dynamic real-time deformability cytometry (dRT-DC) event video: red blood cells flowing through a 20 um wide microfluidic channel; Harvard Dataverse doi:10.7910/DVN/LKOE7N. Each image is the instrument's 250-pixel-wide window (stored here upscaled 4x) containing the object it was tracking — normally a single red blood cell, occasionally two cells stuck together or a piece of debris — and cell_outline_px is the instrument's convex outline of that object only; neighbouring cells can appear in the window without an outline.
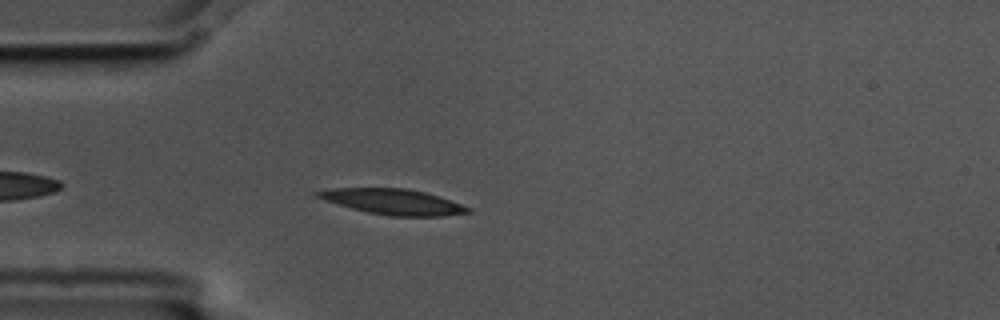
{"species": "common noctule bat (a hibernating species)", "species_latin": "Nyctalus noctula", "temperature_condition": "cold", "stored_images_in_passage": 5, "camera_frame_rate_fps": 3000, "um_per_image_px": 0.085, "animal": {"sex": "male", "body_mass_g": 17.5, "forearm_length_mm": 52.3}, "frame": {"image": 1, "passage_image": 5, "time_ms": 1.333, "image_size_px": [1000, 320], "cell_outline_px": [[472, 212], [444, 216], [388, 216], [368, 212], [352, 208], [324, 200], [316, 196], [312, 192], [332, 188], [404, 188], [424, 192], [472, 208]], "centroid_in_image_um": [33.39, 17.15], "position_along_channel_um": 51.6, "area_um2": 22.14}}